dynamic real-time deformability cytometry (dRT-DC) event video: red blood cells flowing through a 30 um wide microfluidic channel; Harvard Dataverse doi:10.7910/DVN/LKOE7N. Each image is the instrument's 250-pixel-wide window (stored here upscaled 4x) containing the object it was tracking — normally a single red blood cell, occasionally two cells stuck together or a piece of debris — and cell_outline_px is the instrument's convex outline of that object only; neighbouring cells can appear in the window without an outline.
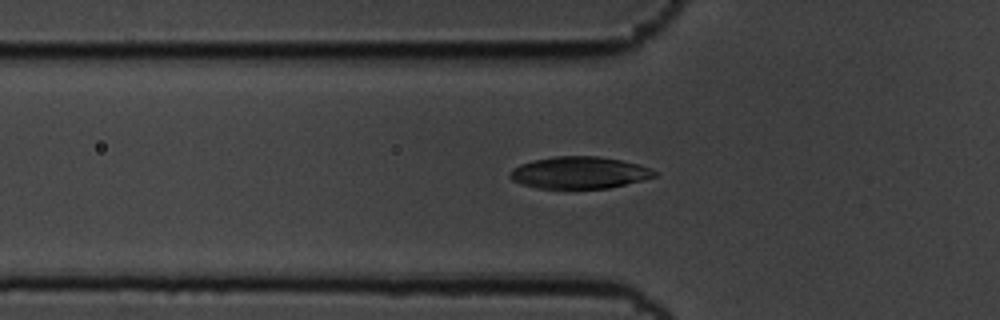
{"species": "common noctule bat (a hibernating species)", "species_latin": "Nyctalus noctula", "temperature_condition": "cold", "stored_images_in_passage": 51, "camera_frame_rate_fps": 3000, "um_per_image_px": 0.085, "animal": {"sex": "male", "body_mass_g": 19.5, "forearm_length_mm": 54.6}, "frame": {"image": 1, "passage_image": 19, "time_ms": 6.0, "image_size_px": [1000, 320], "cell_outline_px": [[656, 176], [644, 180], [608, 188], [536, 188], [512, 180], [508, 176], [512, 168], [520, 164], [532, 160], [556, 156], [596, 156], [620, 160], [640, 164], [656, 172]], "centroid_in_image_um": [49.22, 14.67], "position_along_channel_um": 76.6, "area_um2": 26.82}}
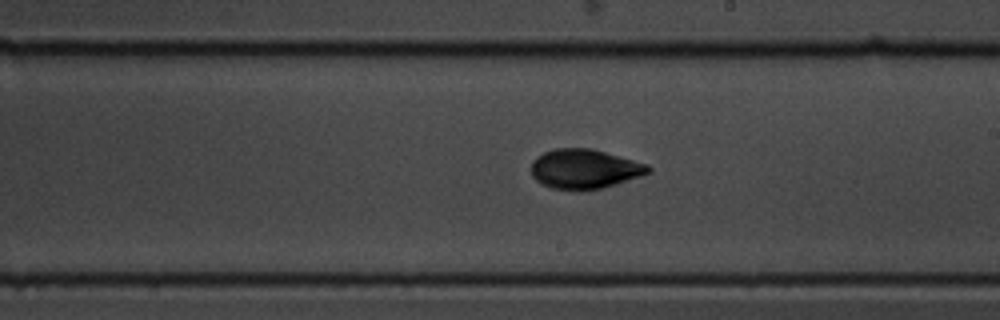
{"frame": {"image": 2, "passage_image": 33, "time_ms": 10.667, "image_size_px": [1000, 320], "cell_outline_px": [[652, 172], [616, 184], [600, 188], [580, 192], [552, 188], [540, 184], [532, 176], [532, 160], [536, 156], [552, 148], [592, 148], [648, 164], [652, 168]], "centroid_in_image_um": [49.67, 14.37], "position_along_channel_um": 239.3, "area_um2": 27.4}}
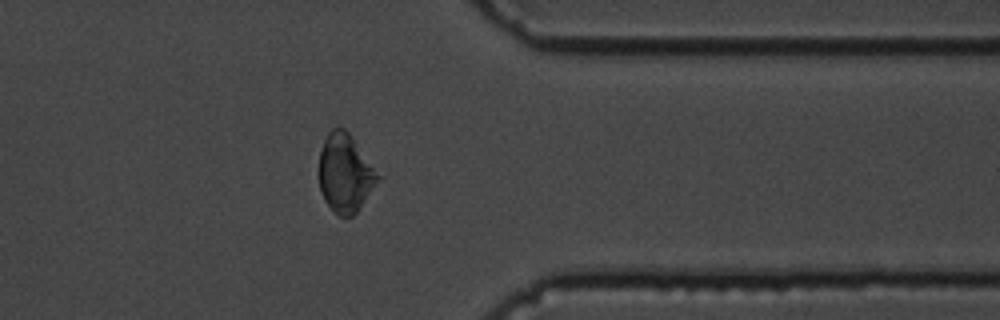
{"frame": {"image": 3, "passage_image": 46, "time_ms": 15.0, "image_size_px": [1000, 320], "cell_outline_px": [[384, 176], [356, 212], [352, 216], [336, 216], [332, 212], [324, 200], [320, 192], [320, 152], [324, 140], [328, 132], [332, 128], [344, 128], [352, 136]], "centroid_in_image_um": [29.4, 14.73], "position_along_channel_um": 382.0, "area_um2": 27.46}, "authors_computed_cell_mechanics": {"area_um2": 26.9348, "velocity_mm_per_s": 3.4821, "shape_relaxation_time_tau1_ms": 3.3255, "shape_relaxation_time_tau2_ms": 1.8781, "deformation_change_tau1": 0.1497, "deformation_change_tau2": 0.0547}}